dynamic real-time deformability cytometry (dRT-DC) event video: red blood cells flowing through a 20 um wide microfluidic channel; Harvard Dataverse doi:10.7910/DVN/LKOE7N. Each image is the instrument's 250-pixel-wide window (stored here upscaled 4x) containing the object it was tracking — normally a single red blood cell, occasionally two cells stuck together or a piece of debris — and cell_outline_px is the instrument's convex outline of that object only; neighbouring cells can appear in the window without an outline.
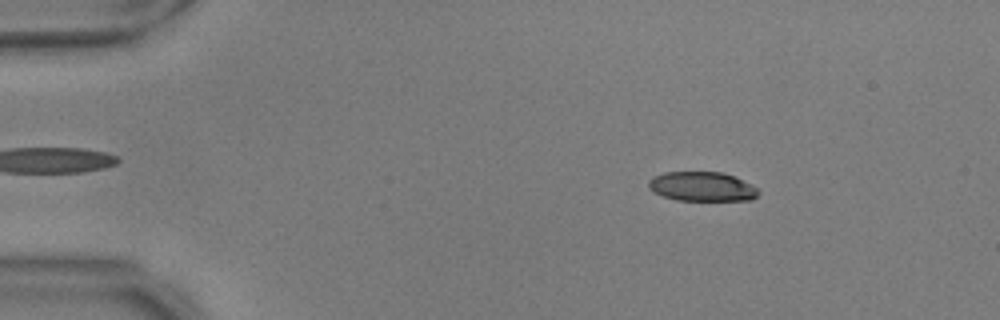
{"species": "common noctule bat (a hibernating species)", "species_latin": "Nyctalus noctula", "temperature_condition": "warm", "stored_images_in_passage": 29, "camera_frame_rate_fps": 3000, "um_per_image_px": 0.085, "animal": {"sex": "male", "body_mass_g": 17.9, "forearm_length_mm": 54.2}, "frame": {"image": 1, "passage_image": 2, "time_ms": 0.333, "image_size_px": [1000, 320], "cell_outline_px": [[760, 192], [752, 200], [676, 200], [652, 192], [648, 188], [648, 180], [664, 172], [724, 172], [736, 176], [756, 188]], "centroid_in_image_um": [59.66, 15.85], "position_along_channel_um": 25.3, "area_um2": 18.84}}
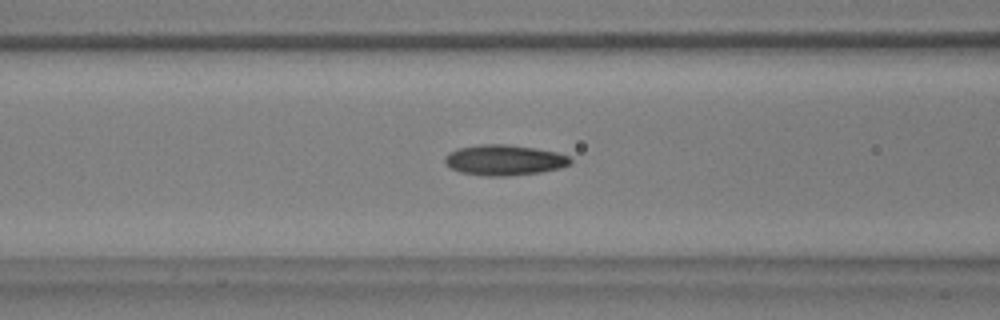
{"frame": {"image": 2, "passage_image": 16, "time_ms": 5.0, "image_size_px": [1000, 320], "cell_outline_px": [[572, 164], [560, 168], [540, 172], [508, 176], [488, 176], [460, 172], [444, 164], [444, 156], [448, 152], [456, 148], [480, 144], [504, 144], [536, 148], [556, 152], [568, 156], [572, 160]], "centroid_in_image_um": [42.84, 13.6], "position_along_channel_um": 123.8, "area_um2": 22.48}}
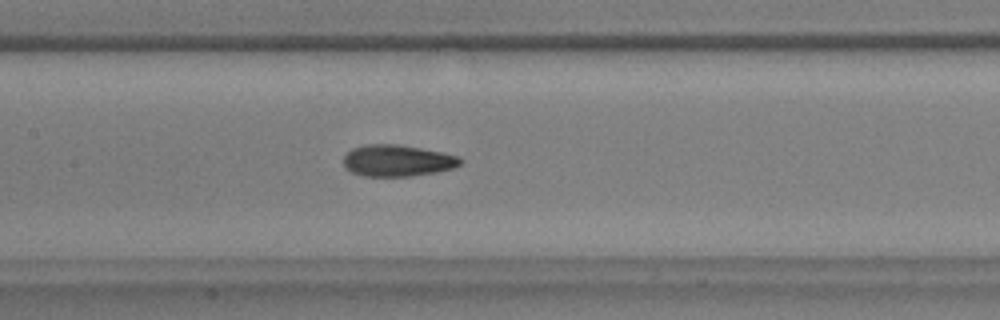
{"frame": {"image": 3, "passage_image": 20, "time_ms": 6.333, "image_size_px": [1000, 320], "cell_outline_px": [[464, 160], [460, 164], [452, 168], [436, 172], [412, 176], [364, 176], [352, 172], [344, 168], [344, 156], [352, 148], [364, 144], [396, 144], [444, 152], [460, 156]], "centroid_in_image_um": [33.79, 13.65], "position_along_channel_um": 173.6, "area_um2": 21.62}}